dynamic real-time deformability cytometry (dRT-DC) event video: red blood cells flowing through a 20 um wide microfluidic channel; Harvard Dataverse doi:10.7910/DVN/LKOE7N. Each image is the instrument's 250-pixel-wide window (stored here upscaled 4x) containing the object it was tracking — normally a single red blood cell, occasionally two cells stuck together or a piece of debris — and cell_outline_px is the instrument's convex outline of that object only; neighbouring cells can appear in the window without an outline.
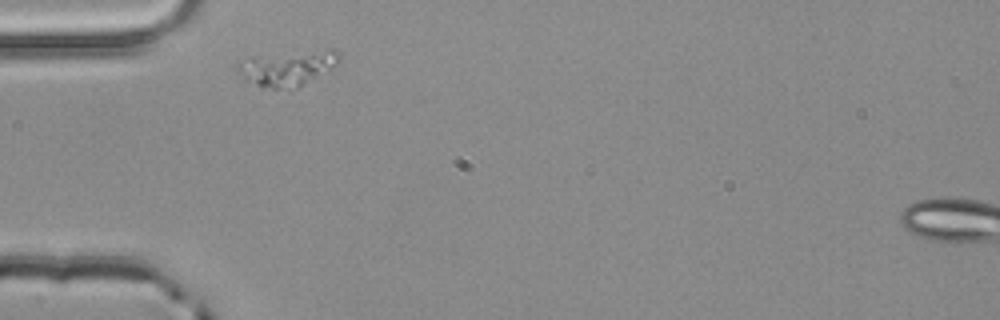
{"species": "common noctule bat (a hibernating species)", "species_latin": "Nyctalus noctula", "temperature_condition": "room temperature", "stored_images_in_passage": 2, "camera_frame_rate_fps": 3000, "um_per_image_px": 0.085, "animal": {"sex": "male", "body_mass_g": 20.4}, "frame": {"image": 1, "passage_image": 1, "time_ms": 0.0, "image_size_px": [1000, 320], "cell_outline_px": [[340, 60], [336, 64], [296, 88], [260, 88], [244, 80], [236, 68], [236, 64], [248, 56], [324, 48], [336, 48], [340, 52]], "centroid_in_image_um": [24.39, 5.73], "position_along_channel_um": 60.6, "area_um2": 21.27}}
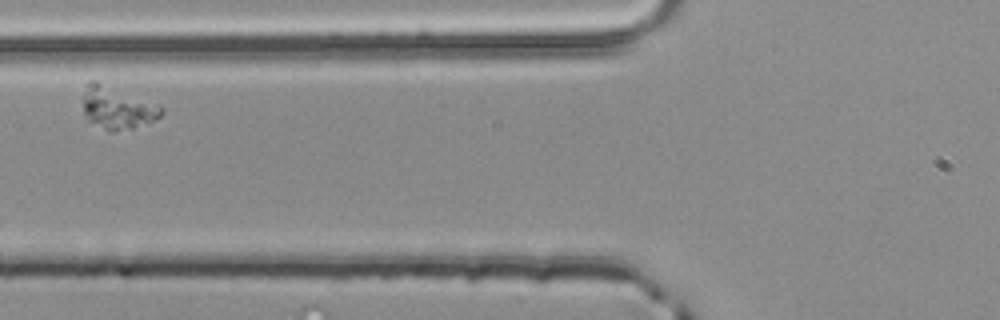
{"frame": {"image": 2, "passage_image": 2, "time_ms": 0.333, "image_size_px": [1000, 320], "cell_outline_px": [[164, 112], [160, 116], [152, 120], [132, 128], [116, 132], [108, 132], [88, 120], [84, 112], [84, 96], [88, 80], [96, 80], [160, 108]], "centroid_in_image_um": [9.87, 9.19], "position_along_channel_um": 115.9, "area_um2": 18.44}}